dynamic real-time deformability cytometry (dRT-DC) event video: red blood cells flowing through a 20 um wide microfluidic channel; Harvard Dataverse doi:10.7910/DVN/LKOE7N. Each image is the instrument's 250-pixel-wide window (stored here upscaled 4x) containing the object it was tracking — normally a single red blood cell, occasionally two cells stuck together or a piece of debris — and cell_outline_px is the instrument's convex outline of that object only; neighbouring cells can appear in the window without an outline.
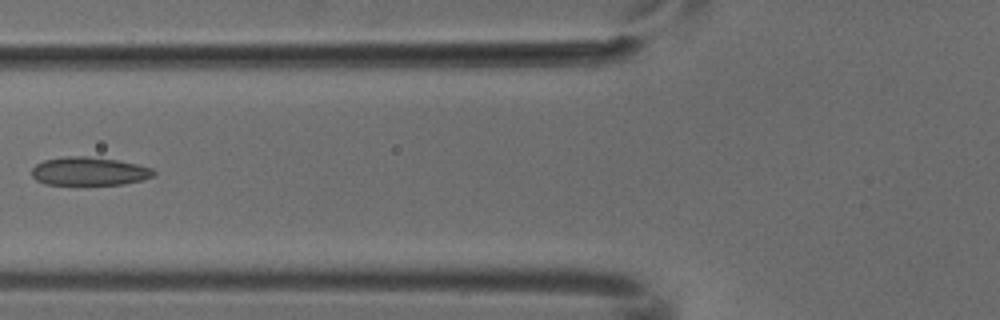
{"species": "common noctule bat (a hibernating species)", "species_latin": "Nyctalus noctula", "temperature_condition": "cold", "stored_images_in_passage": 7, "camera_frame_rate_fps": 3000, "um_per_image_px": 0.085, "animal": {"sex": "male", "body_mass_g": 18.8}, "frame": {"image": 1, "passage_image": 5, "time_ms": 1.333, "image_size_px": [1000, 320], "cell_outline_px": [[156, 176], [140, 180], [120, 184], [44, 184], [36, 180], [32, 176], [32, 168], [36, 164], [44, 160], [64, 156], [88, 156], [116, 160], [136, 164], [152, 168], [156, 172]], "centroid_in_image_um": [7.56, 14.55], "position_along_channel_um": 118.2, "area_um2": 20.06}}
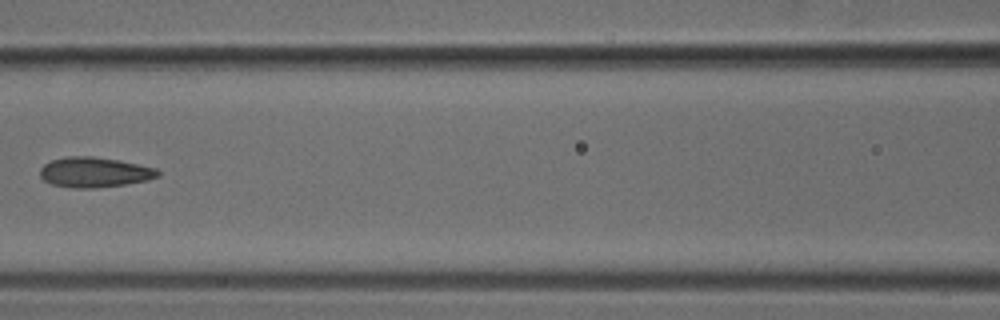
{"frame": {"image": 2, "passage_image": 6, "time_ms": 1.667, "image_size_px": [1000, 320], "cell_outline_px": [[160, 176], [148, 180], [124, 184], [96, 188], [72, 188], [52, 184], [44, 180], [40, 176], [40, 168], [44, 164], [52, 160], [68, 156], [92, 156], [116, 160], [156, 168], [160, 172]], "centroid_in_image_um": [8.02, 14.64], "position_along_channel_um": 158.6, "area_um2": 20.58}}
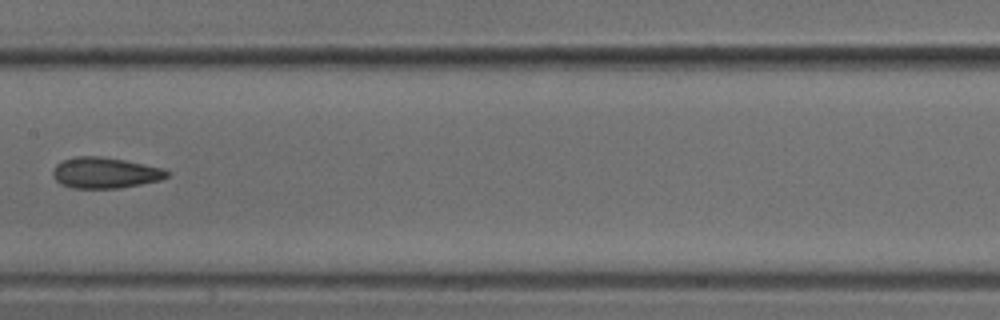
{"frame": {"image": 3, "passage_image": 7, "time_ms": 2.0, "image_size_px": [1000, 320], "cell_outline_px": [[172, 172], [168, 176], [160, 180], [120, 188], [72, 188], [60, 184], [52, 176], [52, 172], [56, 164], [64, 160], [76, 156], [100, 156], [124, 160], [164, 168]], "centroid_in_image_um": [8.94, 14.69], "position_along_channel_um": 198.5, "area_um2": 20.63}}